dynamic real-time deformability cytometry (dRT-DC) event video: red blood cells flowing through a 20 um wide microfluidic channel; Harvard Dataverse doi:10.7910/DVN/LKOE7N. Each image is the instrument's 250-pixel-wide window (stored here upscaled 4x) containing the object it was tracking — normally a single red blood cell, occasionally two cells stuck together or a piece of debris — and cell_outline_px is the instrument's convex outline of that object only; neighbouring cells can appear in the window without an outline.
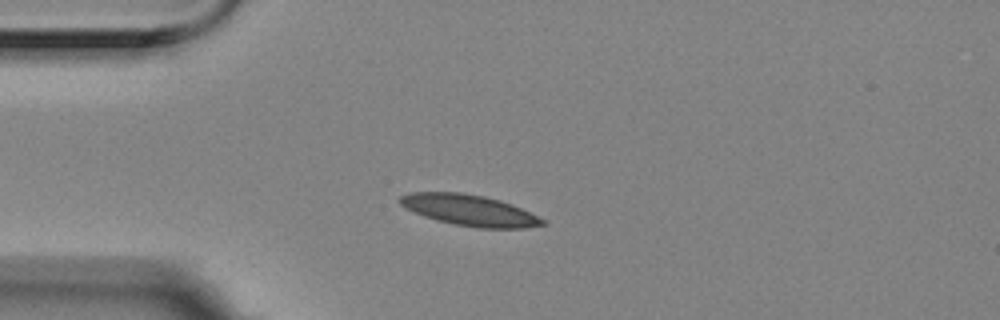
{"species": "Egyptian fruit bat (a non-hibernating species)", "species_latin": "Rousettus aegyptiacus", "temperature_condition": "room temperature", "stored_images_in_passage": 9, "camera_frame_rate_fps": 3000, "um_per_image_px": 0.085, "animal": {"sex": "female"}, "frame": {"image": 1, "passage_image": 3, "time_ms": 0.667, "image_size_px": [1000, 320], "cell_outline_px": [[548, 224], [524, 228], [480, 228], [452, 224], [436, 220], [424, 216], [404, 208], [396, 200], [400, 196], [412, 192], [464, 192], [484, 196], [500, 200], [512, 204], [544, 220]], "centroid_in_image_um": [39.86, 17.86], "position_along_channel_um": 45.1, "area_um2": 25.84}}
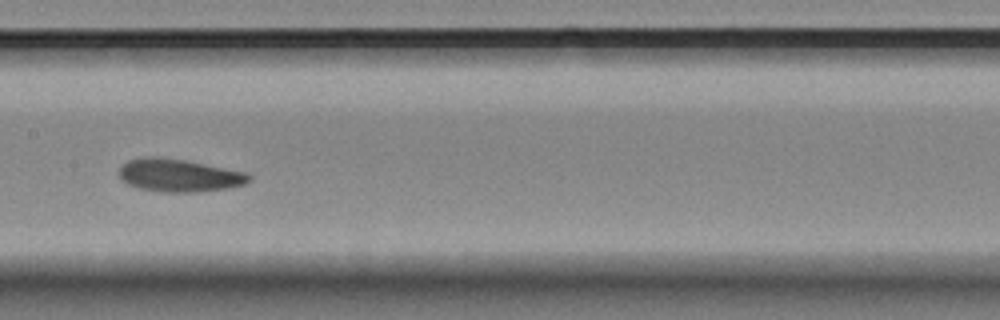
{"frame": {"image": 2, "passage_image": 7, "time_ms": 2.0, "image_size_px": [1000, 320], "cell_outline_px": [[252, 180], [244, 184], [228, 188], [196, 192], [164, 192], [140, 188], [128, 184], [120, 180], [116, 172], [128, 160], [144, 156], [160, 156], [184, 160], [248, 172], [252, 176]], "centroid_in_image_um": [15.21, 14.9], "position_along_channel_um": 192.2, "area_um2": 25.14}}
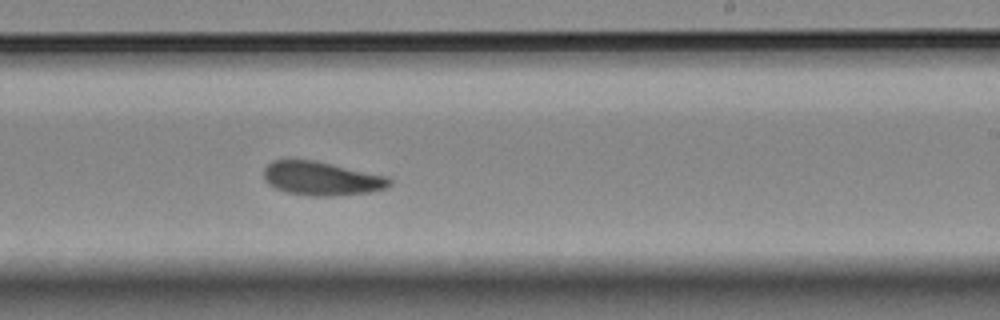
{"frame": {"image": 3, "passage_image": 9, "time_ms": 2.667, "image_size_px": [1000, 320], "cell_outline_px": [[392, 184], [388, 188], [372, 192], [328, 196], [312, 196], [284, 192], [268, 184], [264, 180], [264, 168], [272, 160], [312, 160], [388, 176], [392, 180]], "centroid_in_image_um": [27.35, 15.18], "position_along_channel_um": 261.7, "area_um2": 24.8}}